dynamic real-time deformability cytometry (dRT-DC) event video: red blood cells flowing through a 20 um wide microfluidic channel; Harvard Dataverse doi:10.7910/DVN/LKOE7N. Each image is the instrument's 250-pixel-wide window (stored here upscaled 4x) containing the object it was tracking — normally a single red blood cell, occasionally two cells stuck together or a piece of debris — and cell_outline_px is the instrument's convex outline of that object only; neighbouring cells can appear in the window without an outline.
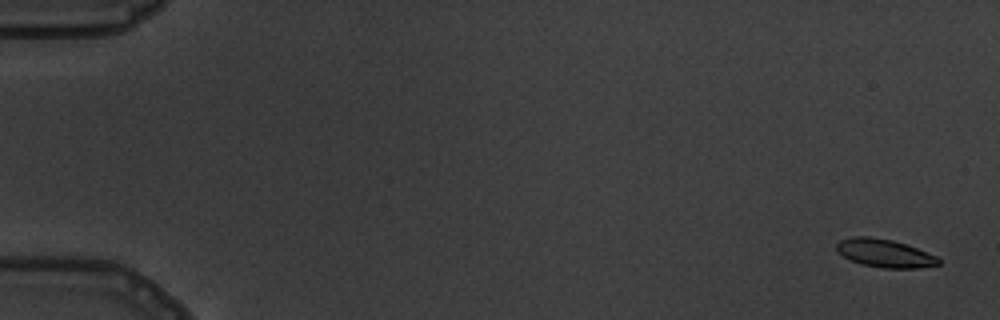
{"species": "common noctule bat (a hibernating species)", "species_latin": "Nyctalus noctula", "temperature_condition": "warm", "stored_images_in_passage": 6, "segment_of_instrument_passage": [1, 2], "camera_frame_rate_fps": 3000, "um_per_image_px": 0.085, "animal": {"sex": "male", "body_mass_g": 19.5, "forearm_length_mm": 54.6}, "frame": {"image": 1, "passage_image": 1, "time_ms": 0.0, "image_size_px": [1000, 320], "cell_outline_px": [[940, 264], [916, 268], [884, 268], [860, 264], [844, 256], [836, 248], [836, 244], [840, 240], [852, 236], [868, 236], [892, 240], [916, 248], [936, 256], [940, 260]], "centroid_in_image_um": [75.18, 21.52], "position_along_channel_um": 9.8, "area_um2": 16.47}}
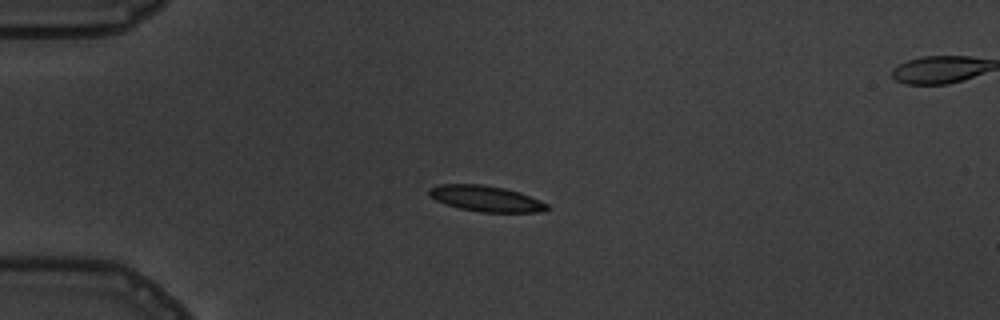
{"frame": {"image": 2, "passage_image": 4, "time_ms": 4.333, "image_size_px": [1000, 320], "cell_outline_px": [[548, 208], [536, 212], [480, 212], [460, 208], [444, 204], [428, 196], [428, 188], [440, 184], [480, 184], [504, 188], [520, 192], [540, 200], [548, 204]], "centroid_in_image_um": [41.25, 16.87], "position_along_channel_um": 43.8, "area_um2": 17.74}}